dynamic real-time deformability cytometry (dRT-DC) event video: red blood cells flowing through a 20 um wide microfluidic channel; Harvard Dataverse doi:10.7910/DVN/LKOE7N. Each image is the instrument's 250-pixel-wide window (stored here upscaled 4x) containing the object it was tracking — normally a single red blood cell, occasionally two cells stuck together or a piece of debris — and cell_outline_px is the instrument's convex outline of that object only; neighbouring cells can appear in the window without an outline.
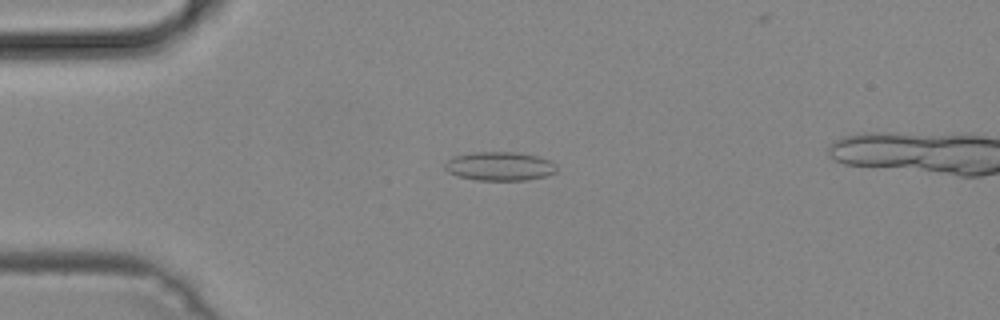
{"species": "common noctule bat (a hibernating species)", "species_latin": "Nyctalus noctula", "temperature_condition": "cold", "stored_images_in_passage": 49, "camera_frame_rate_fps": 3000, "um_per_image_px": 0.085, "animal": {"sex": "male", "body_mass_g": 19.2, "forearm_length_mm": 51.8}, "frame": {"image": 1, "passage_image": 13, "time_ms": 4.0, "image_size_px": [1000, 320], "cell_outline_px": [[556, 172], [548, 176], [528, 180], [476, 180], [460, 176], [448, 172], [444, 168], [444, 164], [452, 156], [472, 152], [516, 152], [536, 156], [552, 160], [556, 164]], "centroid_in_image_um": [42.49, 14.12], "position_along_channel_um": 42.5, "area_um2": 18.96}}
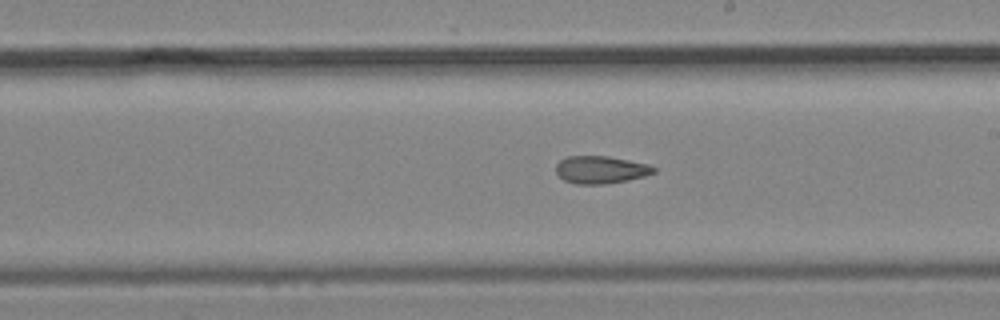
{"frame": {"image": 2, "passage_image": 29, "time_ms": 9.333, "image_size_px": [1000, 320], "cell_outline_px": [[656, 172], [644, 176], [628, 180], [604, 184], [576, 184], [564, 180], [556, 172], [556, 164], [560, 160], [568, 156], [608, 156], [648, 164], [656, 168]], "centroid_in_image_um": [51.06, 14.42], "position_along_channel_um": 237.9, "area_um2": 15.66}}
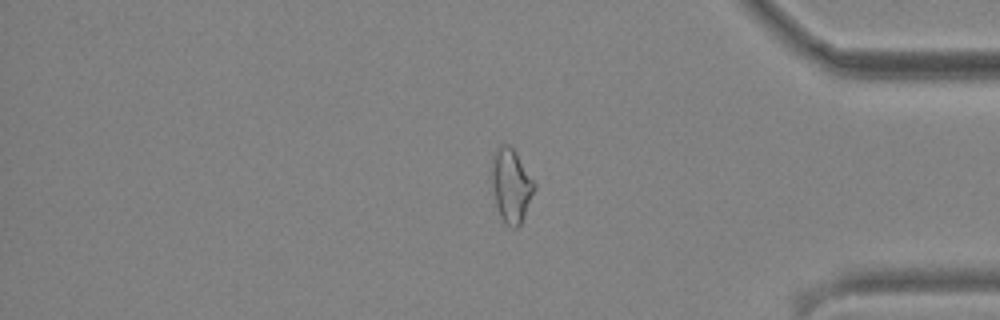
{"frame": {"image": 3, "passage_image": 42, "time_ms": 13.667, "image_size_px": [1000, 320], "cell_outline_px": [[536, 188], [524, 216], [520, 224], [516, 228], [512, 228], [504, 224], [500, 216], [496, 204], [492, 184], [492, 152], [500, 144], [508, 144], [516, 152], [536, 184]], "centroid_in_image_um": [43.44, 15.75], "position_along_channel_um": 391.8, "area_um2": 18.38}}